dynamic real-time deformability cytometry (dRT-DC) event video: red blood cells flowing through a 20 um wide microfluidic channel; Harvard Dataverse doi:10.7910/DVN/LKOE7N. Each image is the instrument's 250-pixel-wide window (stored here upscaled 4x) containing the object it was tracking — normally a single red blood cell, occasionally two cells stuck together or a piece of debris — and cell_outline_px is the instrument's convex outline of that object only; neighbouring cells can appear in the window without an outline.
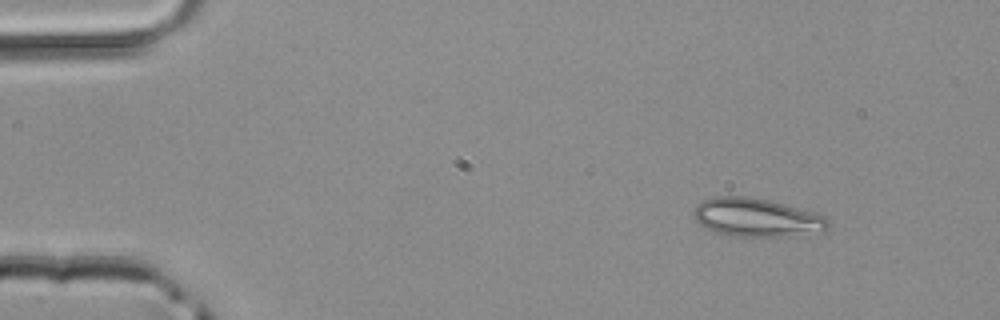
{"species": "common noctule bat (a hibernating species)", "species_latin": "Nyctalus noctula", "temperature_condition": "room temperature", "stored_images_in_passage": 2, "camera_frame_rate_fps": 3000, "um_per_image_px": 0.085, "animal": {"sex": "male", "body_mass_g": 20.4}, "frame": {"image": 1, "passage_image": 2, "time_ms": 0.333, "image_size_px": [1000, 320], "cell_outline_px": [[828, 228], [824, 232], [800, 236], [728, 236], [704, 228], [692, 216], [692, 212], [696, 204], [704, 200], [716, 196], [748, 196], [768, 200], [784, 204], [812, 212], [824, 216], [828, 220]], "centroid_in_image_um": [64.29, 18.5], "position_along_channel_um": 20.7, "area_um2": 30.4}}